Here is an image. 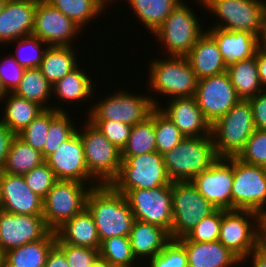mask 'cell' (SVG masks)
<instances>
[{
	"mask_svg": "<svg viewBox=\"0 0 266 267\" xmlns=\"http://www.w3.org/2000/svg\"><path fill=\"white\" fill-rule=\"evenodd\" d=\"M199 20L183 0L153 35L166 47L167 56H186L205 32Z\"/></svg>",
	"mask_w": 266,
	"mask_h": 267,
	"instance_id": "cell-9",
	"label": "cell"
},
{
	"mask_svg": "<svg viewBox=\"0 0 266 267\" xmlns=\"http://www.w3.org/2000/svg\"><path fill=\"white\" fill-rule=\"evenodd\" d=\"M77 129L83 144L86 167L89 175L99 185H110L118 175L121 165V150L112 144L90 121Z\"/></svg>",
	"mask_w": 266,
	"mask_h": 267,
	"instance_id": "cell-7",
	"label": "cell"
},
{
	"mask_svg": "<svg viewBox=\"0 0 266 267\" xmlns=\"http://www.w3.org/2000/svg\"><path fill=\"white\" fill-rule=\"evenodd\" d=\"M125 2V0H123ZM183 0H127L133 14L153 34Z\"/></svg>",
	"mask_w": 266,
	"mask_h": 267,
	"instance_id": "cell-34",
	"label": "cell"
},
{
	"mask_svg": "<svg viewBox=\"0 0 266 267\" xmlns=\"http://www.w3.org/2000/svg\"><path fill=\"white\" fill-rule=\"evenodd\" d=\"M255 130L251 104L241 99L211 125L218 157H237Z\"/></svg>",
	"mask_w": 266,
	"mask_h": 267,
	"instance_id": "cell-3",
	"label": "cell"
},
{
	"mask_svg": "<svg viewBox=\"0 0 266 267\" xmlns=\"http://www.w3.org/2000/svg\"><path fill=\"white\" fill-rule=\"evenodd\" d=\"M191 182L216 209L232 210L233 157L219 158Z\"/></svg>",
	"mask_w": 266,
	"mask_h": 267,
	"instance_id": "cell-17",
	"label": "cell"
},
{
	"mask_svg": "<svg viewBox=\"0 0 266 267\" xmlns=\"http://www.w3.org/2000/svg\"><path fill=\"white\" fill-rule=\"evenodd\" d=\"M50 127V109H46L17 135L43 155L44 145Z\"/></svg>",
	"mask_w": 266,
	"mask_h": 267,
	"instance_id": "cell-43",
	"label": "cell"
},
{
	"mask_svg": "<svg viewBox=\"0 0 266 267\" xmlns=\"http://www.w3.org/2000/svg\"><path fill=\"white\" fill-rule=\"evenodd\" d=\"M0 267H4V254L0 252Z\"/></svg>",
	"mask_w": 266,
	"mask_h": 267,
	"instance_id": "cell-60",
	"label": "cell"
},
{
	"mask_svg": "<svg viewBox=\"0 0 266 267\" xmlns=\"http://www.w3.org/2000/svg\"><path fill=\"white\" fill-rule=\"evenodd\" d=\"M1 209L13 214L43 215V199L34 193L24 178L1 171Z\"/></svg>",
	"mask_w": 266,
	"mask_h": 267,
	"instance_id": "cell-20",
	"label": "cell"
},
{
	"mask_svg": "<svg viewBox=\"0 0 266 267\" xmlns=\"http://www.w3.org/2000/svg\"><path fill=\"white\" fill-rule=\"evenodd\" d=\"M78 181L58 180L43 199V218L50 231H56L86 207L93 187Z\"/></svg>",
	"mask_w": 266,
	"mask_h": 267,
	"instance_id": "cell-10",
	"label": "cell"
},
{
	"mask_svg": "<svg viewBox=\"0 0 266 267\" xmlns=\"http://www.w3.org/2000/svg\"><path fill=\"white\" fill-rule=\"evenodd\" d=\"M44 267H70L64 251L56 243L51 247Z\"/></svg>",
	"mask_w": 266,
	"mask_h": 267,
	"instance_id": "cell-52",
	"label": "cell"
},
{
	"mask_svg": "<svg viewBox=\"0 0 266 267\" xmlns=\"http://www.w3.org/2000/svg\"><path fill=\"white\" fill-rule=\"evenodd\" d=\"M101 7L103 10H107V7L109 5V3L111 4V2H113L112 0H95ZM117 1V0H115ZM108 4V5H107Z\"/></svg>",
	"mask_w": 266,
	"mask_h": 267,
	"instance_id": "cell-59",
	"label": "cell"
},
{
	"mask_svg": "<svg viewBox=\"0 0 266 267\" xmlns=\"http://www.w3.org/2000/svg\"><path fill=\"white\" fill-rule=\"evenodd\" d=\"M186 57L198 79L227 71L217 42L206 30Z\"/></svg>",
	"mask_w": 266,
	"mask_h": 267,
	"instance_id": "cell-26",
	"label": "cell"
},
{
	"mask_svg": "<svg viewBox=\"0 0 266 267\" xmlns=\"http://www.w3.org/2000/svg\"><path fill=\"white\" fill-rule=\"evenodd\" d=\"M220 21L215 28L249 32L259 40L263 35L266 17L264 0H196Z\"/></svg>",
	"mask_w": 266,
	"mask_h": 267,
	"instance_id": "cell-4",
	"label": "cell"
},
{
	"mask_svg": "<svg viewBox=\"0 0 266 267\" xmlns=\"http://www.w3.org/2000/svg\"><path fill=\"white\" fill-rule=\"evenodd\" d=\"M13 42H18V45H16L17 47L15 51L16 54L13 53L12 56L24 69L40 67L45 52L49 47V45H47L40 38L32 34L29 36L19 38L10 43ZM43 46L46 47H44L43 49ZM23 53L25 54L22 55Z\"/></svg>",
	"mask_w": 266,
	"mask_h": 267,
	"instance_id": "cell-41",
	"label": "cell"
},
{
	"mask_svg": "<svg viewBox=\"0 0 266 267\" xmlns=\"http://www.w3.org/2000/svg\"><path fill=\"white\" fill-rule=\"evenodd\" d=\"M166 108L159 109L175 124L184 137L211 135V125L204 118L195 96L168 100Z\"/></svg>",
	"mask_w": 266,
	"mask_h": 267,
	"instance_id": "cell-22",
	"label": "cell"
},
{
	"mask_svg": "<svg viewBox=\"0 0 266 267\" xmlns=\"http://www.w3.org/2000/svg\"><path fill=\"white\" fill-rule=\"evenodd\" d=\"M260 46L266 50V17H265V22H264V30H263V35L260 39Z\"/></svg>",
	"mask_w": 266,
	"mask_h": 267,
	"instance_id": "cell-57",
	"label": "cell"
},
{
	"mask_svg": "<svg viewBox=\"0 0 266 267\" xmlns=\"http://www.w3.org/2000/svg\"><path fill=\"white\" fill-rule=\"evenodd\" d=\"M151 115L154 117L155 135H156V151L164 155L172 150L185 137L175 124L156 107Z\"/></svg>",
	"mask_w": 266,
	"mask_h": 267,
	"instance_id": "cell-40",
	"label": "cell"
},
{
	"mask_svg": "<svg viewBox=\"0 0 266 267\" xmlns=\"http://www.w3.org/2000/svg\"><path fill=\"white\" fill-rule=\"evenodd\" d=\"M132 252L136 260L151 259L172 240L164 228L140 220H135L129 234Z\"/></svg>",
	"mask_w": 266,
	"mask_h": 267,
	"instance_id": "cell-25",
	"label": "cell"
},
{
	"mask_svg": "<svg viewBox=\"0 0 266 267\" xmlns=\"http://www.w3.org/2000/svg\"><path fill=\"white\" fill-rule=\"evenodd\" d=\"M86 207L94 217L100 243L111 237L129 236L135 217L124 194L110 185L93 187Z\"/></svg>",
	"mask_w": 266,
	"mask_h": 267,
	"instance_id": "cell-1",
	"label": "cell"
},
{
	"mask_svg": "<svg viewBox=\"0 0 266 267\" xmlns=\"http://www.w3.org/2000/svg\"><path fill=\"white\" fill-rule=\"evenodd\" d=\"M226 210L216 209L209 216L201 219L186 235L193 242H215L219 240L222 215Z\"/></svg>",
	"mask_w": 266,
	"mask_h": 267,
	"instance_id": "cell-42",
	"label": "cell"
},
{
	"mask_svg": "<svg viewBox=\"0 0 266 267\" xmlns=\"http://www.w3.org/2000/svg\"><path fill=\"white\" fill-rule=\"evenodd\" d=\"M55 233L61 242L69 245L93 249L100 247L95 220L87 207L65 222Z\"/></svg>",
	"mask_w": 266,
	"mask_h": 267,
	"instance_id": "cell-27",
	"label": "cell"
},
{
	"mask_svg": "<svg viewBox=\"0 0 266 267\" xmlns=\"http://www.w3.org/2000/svg\"><path fill=\"white\" fill-rule=\"evenodd\" d=\"M54 8L76 23L81 29L104 10L95 0H46Z\"/></svg>",
	"mask_w": 266,
	"mask_h": 267,
	"instance_id": "cell-38",
	"label": "cell"
},
{
	"mask_svg": "<svg viewBox=\"0 0 266 267\" xmlns=\"http://www.w3.org/2000/svg\"><path fill=\"white\" fill-rule=\"evenodd\" d=\"M52 87L40 68H30L25 69L23 78L13 93L29 102L42 105L45 109H54L48 104L52 97Z\"/></svg>",
	"mask_w": 266,
	"mask_h": 267,
	"instance_id": "cell-35",
	"label": "cell"
},
{
	"mask_svg": "<svg viewBox=\"0 0 266 267\" xmlns=\"http://www.w3.org/2000/svg\"><path fill=\"white\" fill-rule=\"evenodd\" d=\"M162 154L151 152L130 156L121 161L120 169L110 186L124 194L130 189H154L171 186Z\"/></svg>",
	"mask_w": 266,
	"mask_h": 267,
	"instance_id": "cell-6",
	"label": "cell"
},
{
	"mask_svg": "<svg viewBox=\"0 0 266 267\" xmlns=\"http://www.w3.org/2000/svg\"><path fill=\"white\" fill-rule=\"evenodd\" d=\"M171 197V239L185 236L201 219L216 210L191 181L172 182Z\"/></svg>",
	"mask_w": 266,
	"mask_h": 267,
	"instance_id": "cell-11",
	"label": "cell"
},
{
	"mask_svg": "<svg viewBox=\"0 0 266 267\" xmlns=\"http://www.w3.org/2000/svg\"><path fill=\"white\" fill-rule=\"evenodd\" d=\"M207 29L206 31L217 42L227 66L254 56L260 46V40L249 32L229 31L215 27Z\"/></svg>",
	"mask_w": 266,
	"mask_h": 267,
	"instance_id": "cell-24",
	"label": "cell"
},
{
	"mask_svg": "<svg viewBox=\"0 0 266 267\" xmlns=\"http://www.w3.org/2000/svg\"><path fill=\"white\" fill-rule=\"evenodd\" d=\"M252 256V257H251ZM249 257L252 259V267H266V248L259 245L252 250L246 257L241 260V263L247 262ZM244 261V262H243Z\"/></svg>",
	"mask_w": 266,
	"mask_h": 267,
	"instance_id": "cell-53",
	"label": "cell"
},
{
	"mask_svg": "<svg viewBox=\"0 0 266 267\" xmlns=\"http://www.w3.org/2000/svg\"><path fill=\"white\" fill-rule=\"evenodd\" d=\"M56 244L64 251L70 267H92L100 257L99 249L69 245L61 242L57 237Z\"/></svg>",
	"mask_w": 266,
	"mask_h": 267,
	"instance_id": "cell-47",
	"label": "cell"
},
{
	"mask_svg": "<svg viewBox=\"0 0 266 267\" xmlns=\"http://www.w3.org/2000/svg\"><path fill=\"white\" fill-rule=\"evenodd\" d=\"M8 94V92L6 91L5 87L2 84V81L0 79V101L2 102L6 95Z\"/></svg>",
	"mask_w": 266,
	"mask_h": 267,
	"instance_id": "cell-58",
	"label": "cell"
},
{
	"mask_svg": "<svg viewBox=\"0 0 266 267\" xmlns=\"http://www.w3.org/2000/svg\"><path fill=\"white\" fill-rule=\"evenodd\" d=\"M163 158L171 182L192 181L219 159L212 135L185 137Z\"/></svg>",
	"mask_w": 266,
	"mask_h": 267,
	"instance_id": "cell-2",
	"label": "cell"
},
{
	"mask_svg": "<svg viewBox=\"0 0 266 267\" xmlns=\"http://www.w3.org/2000/svg\"><path fill=\"white\" fill-rule=\"evenodd\" d=\"M248 100L251 104L255 128L266 130V90Z\"/></svg>",
	"mask_w": 266,
	"mask_h": 267,
	"instance_id": "cell-50",
	"label": "cell"
},
{
	"mask_svg": "<svg viewBox=\"0 0 266 267\" xmlns=\"http://www.w3.org/2000/svg\"><path fill=\"white\" fill-rule=\"evenodd\" d=\"M56 233L49 231L42 239L26 243L4 253V267H44Z\"/></svg>",
	"mask_w": 266,
	"mask_h": 267,
	"instance_id": "cell-28",
	"label": "cell"
},
{
	"mask_svg": "<svg viewBox=\"0 0 266 267\" xmlns=\"http://www.w3.org/2000/svg\"><path fill=\"white\" fill-rule=\"evenodd\" d=\"M77 66L65 77L57 81L52 87V95L63 103L85 101L93 94V83L91 76L84 72L83 68Z\"/></svg>",
	"mask_w": 266,
	"mask_h": 267,
	"instance_id": "cell-32",
	"label": "cell"
},
{
	"mask_svg": "<svg viewBox=\"0 0 266 267\" xmlns=\"http://www.w3.org/2000/svg\"><path fill=\"white\" fill-rule=\"evenodd\" d=\"M218 241L242 260L260 245V214L250 210H226Z\"/></svg>",
	"mask_w": 266,
	"mask_h": 267,
	"instance_id": "cell-12",
	"label": "cell"
},
{
	"mask_svg": "<svg viewBox=\"0 0 266 267\" xmlns=\"http://www.w3.org/2000/svg\"><path fill=\"white\" fill-rule=\"evenodd\" d=\"M98 103V104H97ZM94 103L87 113L90 121H115L134 126L146 120L151 112L159 107L157 99L146 95H134L128 90L110 94L105 99Z\"/></svg>",
	"mask_w": 266,
	"mask_h": 267,
	"instance_id": "cell-8",
	"label": "cell"
},
{
	"mask_svg": "<svg viewBox=\"0 0 266 267\" xmlns=\"http://www.w3.org/2000/svg\"><path fill=\"white\" fill-rule=\"evenodd\" d=\"M149 267H188L185 248L172 239L163 250L148 260Z\"/></svg>",
	"mask_w": 266,
	"mask_h": 267,
	"instance_id": "cell-45",
	"label": "cell"
},
{
	"mask_svg": "<svg viewBox=\"0 0 266 267\" xmlns=\"http://www.w3.org/2000/svg\"><path fill=\"white\" fill-rule=\"evenodd\" d=\"M195 98L210 125L241 100L227 71L199 79Z\"/></svg>",
	"mask_w": 266,
	"mask_h": 267,
	"instance_id": "cell-15",
	"label": "cell"
},
{
	"mask_svg": "<svg viewBox=\"0 0 266 267\" xmlns=\"http://www.w3.org/2000/svg\"><path fill=\"white\" fill-rule=\"evenodd\" d=\"M71 119L74 120L69 118L68 112L62 107L56 105L54 109H50V127L43 149L44 159L53 154L77 130L78 126Z\"/></svg>",
	"mask_w": 266,
	"mask_h": 267,
	"instance_id": "cell-37",
	"label": "cell"
},
{
	"mask_svg": "<svg viewBox=\"0 0 266 267\" xmlns=\"http://www.w3.org/2000/svg\"><path fill=\"white\" fill-rule=\"evenodd\" d=\"M99 255L115 267H136L129 236L108 238L100 243ZM134 264V265H133Z\"/></svg>",
	"mask_w": 266,
	"mask_h": 267,
	"instance_id": "cell-39",
	"label": "cell"
},
{
	"mask_svg": "<svg viewBox=\"0 0 266 267\" xmlns=\"http://www.w3.org/2000/svg\"><path fill=\"white\" fill-rule=\"evenodd\" d=\"M260 245L266 248V209L260 213Z\"/></svg>",
	"mask_w": 266,
	"mask_h": 267,
	"instance_id": "cell-55",
	"label": "cell"
},
{
	"mask_svg": "<svg viewBox=\"0 0 266 267\" xmlns=\"http://www.w3.org/2000/svg\"><path fill=\"white\" fill-rule=\"evenodd\" d=\"M1 204H2V193H1V170H0V210H1Z\"/></svg>",
	"mask_w": 266,
	"mask_h": 267,
	"instance_id": "cell-61",
	"label": "cell"
},
{
	"mask_svg": "<svg viewBox=\"0 0 266 267\" xmlns=\"http://www.w3.org/2000/svg\"><path fill=\"white\" fill-rule=\"evenodd\" d=\"M232 85L243 100H248L264 90L258 73L256 55L227 67Z\"/></svg>",
	"mask_w": 266,
	"mask_h": 267,
	"instance_id": "cell-30",
	"label": "cell"
},
{
	"mask_svg": "<svg viewBox=\"0 0 266 267\" xmlns=\"http://www.w3.org/2000/svg\"><path fill=\"white\" fill-rule=\"evenodd\" d=\"M50 230L43 215L13 214L0 210V252L42 239Z\"/></svg>",
	"mask_w": 266,
	"mask_h": 267,
	"instance_id": "cell-19",
	"label": "cell"
},
{
	"mask_svg": "<svg viewBox=\"0 0 266 267\" xmlns=\"http://www.w3.org/2000/svg\"><path fill=\"white\" fill-rule=\"evenodd\" d=\"M151 152H156L155 125L152 115L132 126L127 144L121 151V160Z\"/></svg>",
	"mask_w": 266,
	"mask_h": 267,
	"instance_id": "cell-36",
	"label": "cell"
},
{
	"mask_svg": "<svg viewBox=\"0 0 266 267\" xmlns=\"http://www.w3.org/2000/svg\"><path fill=\"white\" fill-rule=\"evenodd\" d=\"M74 49L72 46H49L47 48L39 68L52 86L78 66Z\"/></svg>",
	"mask_w": 266,
	"mask_h": 267,
	"instance_id": "cell-31",
	"label": "cell"
},
{
	"mask_svg": "<svg viewBox=\"0 0 266 267\" xmlns=\"http://www.w3.org/2000/svg\"><path fill=\"white\" fill-rule=\"evenodd\" d=\"M38 0H7L0 13V43L10 44L33 32Z\"/></svg>",
	"mask_w": 266,
	"mask_h": 267,
	"instance_id": "cell-21",
	"label": "cell"
},
{
	"mask_svg": "<svg viewBox=\"0 0 266 267\" xmlns=\"http://www.w3.org/2000/svg\"><path fill=\"white\" fill-rule=\"evenodd\" d=\"M124 197L135 220L155 224L167 230L171 236L173 224L171 186L154 189H130Z\"/></svg>",
	"mask_w": 266,
	"mask_h": 267,
	"instance_id": "cell-14",
	"label": "cell"
},
{
	"mask_svg": "<svg viewBox=\"0 0 266 267\" xmlns=\"http://www.w3.org/2000/svg\"><path fill=\"white\" fill-rule=\"evenodd\" d=\"M7 0H0V13L2 11V8Z\"/></svg>",
	"mask_w": 266,
	"mask_h": 267,
	"instance_id": "cell-62",
	"label": "cell"
},
{
	"mask_svg": "<svg viewBox=\"0 0 266 267\" xmlns=\"http://www.w3.org/2000/svg\"><path fill=\"white\" fill-rule=\"evenodd\" d=\"M5 99L3 105L7 103L0 121L16 135L46 110L42 105L29 102L13 92H8Z\"/></svg>",
	"mask_w": 266,
	"mask_h": 267,
	"instance_id": "cell-29",
	"label": "cell"
},
{
	"mask_svg": "<svg viewBox=\"0 0 266 267\" xmlns=\"http://www.w3.org/2000/svg\"><path fill=\"white\" fill-rule=\"evenodd\" d=\"M232 210L260 214L266 209V167L233 157Z\"/></svg>",
	"mask_w": 266,
	"mask_h": 267,
	"instance_id": "cell-13",
	"label": "cell"
},
{
	"mask_svg": "<svg viewBox=\"0 0 266 267\" xmlns=\"http://www.w3.org/2000/svg\"><path fill=\"white\" fill-rule=\"evenodd\" d=\"M44 162L45 159L41 152L32 148L18 135H15L1 171L12 175L24 176Z\"/></svg>",
	"mask_w": 266,
	"mask_h": 267,
	"instance_id": "cell-33",
	"label": "cell"
},
{
	"mask_svg": "<svg viewBox=\"0 0 266 267\" xmlns=\"http://www.w3.org/2000/svg\"><path fill=\"white\" fill-rule=\"evenodd\" d=\"M29 188L42 199L48 194L54 184L58 181L53 170L44 162L42 165L33 168L24 175Z\"/></svg>",
	"mask_w": 266,
	"mask_h": 267,
	"instance_id": "cell-46",
	"label": "cell"
},
{
	"mask_svg": "<svg viewBox=\"0 0 266 267\" xmlns=\"http://www.w3.org/2000/svg\"><path fill=\"white\" fill-rule=\"evenodd\" d=\"M25 69L10 54L0 61V79L7 92H13L23 78Z\"/></svg>",
	"mask_w": 266,
	"mask_h": 267,
	"instance_id": "cell-49",
	"label": "cell"
},
{
	"mask_svg": "<svg viewBox=\"0 0 266 267\" xmlns=\"http://www.w3.org/2000/svg\"><path fill=\"white\" fill-rule=\"evenodd\" d=\"M237 158L247 164L266 167V130L256 129Z\"/></svg>",
	"mask_w": 266,
	"mask_h": 267,
	"instance_id": "cell-44",
	"label": "cell"
},
{
	"mask_svg": "<svg viewBox=\"0 0 266 267\" xmlns=\"http://www.w3.org/2000/svg\"><path fill=\"white\" fill-rule=\"evenodd\" d=\"M82 29L46 0H38L32 35L49 46H72Z\"/></svg>",
	"mask_w": 266,
	"mask_h": 267,
	"instance_id": "cell-18",
	"label": "cell"
},
{
	"mask_svg": "<svg viewBox=\"0 0 266 267\" xmlns=\"http://www.w3.org/2000/svg\"><path fill=\"white\" fill-rule=\"evenodd\" d=\"M260 82L266 90V50L259 46L255 52Z\"/></svg>",
	"mask_w": 266,
	"mask_h": 267,
	"instance_id": "cell-54",
	"label": "cell"
},
{
	"mask_svg": "<svg viewBox=\"0 0 266 267\" xmlns=\"http://www.w3.org/2000/svg\"><path fill=\"white\" fill-rule=\"evenodd\" d=\"M15 135V133H13L3 122L0 121V170L5 164Z\"/></svg>",
	"mask_w": 266,
	"mask_h": 267,
	"instance_id": "cell-51",
	"label": "cell"
},
{
	"mask_svg": "<svg viewBox=\"0 0 266 267\" xmlns=\"http://www.w3.org/2000/svg\"><path fill=\"white\" fill-rule=\"evenodd\" d=\"M45 162L58 180L83 182L89 187L99 186L89 175L82 139L77 130L53 154L49 155Z\"/></svg>",
	"mask_w": 266,
	"mask_h": 267,
	"instance_id": "cell-16",
	"label": "cell"
},
{
	"mask_svg": "<svg viewBox=\"0 0 266 267\" xmlns=\"http://www.w3.org/2000/svg\"><path fill=\"white\" fill-rule=\"evenodd\" d=\"M176 240L185 248L188 267H236L241 265V260L219 241L193 242L185 236Z\"/></svg>",
	"mask_w": 266,
	"mask_h": 267,
	"instance_id": "cell-23",
	"label": "cell"
},
{
	"mask_svg": "<svg viewBox=\"0 0 266 267\" xmlns=\"http://www.w3.org/2000/svg\"><path fill=\"white\" fill-rule=\"evenodd\" d=\"M119 150L126 146L132 126L115 121H91Z\"/></svg>",
	"mask_w": 266,
	"mask_h": 267,
	"instance_id": "cell-48",
	"label": "cell"
},
{
	"mask_svg": "<svg viewBox=\"0 0 266 267\" xmlns=\"http://www.w3.org/2000/svg\"><path fill=\"white\" fill-rule=\"evenodd\" d=\"M153 59L149 65L151 92L169 99L195 96L198 78L186 56Z\"/></svg>",
	"mask_w": 266,
	"mask_h": 267,
	"instance_id": "cell-5",
	"label": "cell"
},
{
	"mask_svg": "<svg viewBox=\"0 0 266 267\" xmlns=\"http://www.w3.org/2000/svg\"><path fill=\"white\" fill-rule=\"evenodd\" d=\"M92 267H115L112 266L107 260L99 257L93 264Z\"/></svg>",
	"mask_w": 266,
	"mask_h": 267,
	"instance_id": "cell-56",
	"label": "cell"
}]
</instances>
